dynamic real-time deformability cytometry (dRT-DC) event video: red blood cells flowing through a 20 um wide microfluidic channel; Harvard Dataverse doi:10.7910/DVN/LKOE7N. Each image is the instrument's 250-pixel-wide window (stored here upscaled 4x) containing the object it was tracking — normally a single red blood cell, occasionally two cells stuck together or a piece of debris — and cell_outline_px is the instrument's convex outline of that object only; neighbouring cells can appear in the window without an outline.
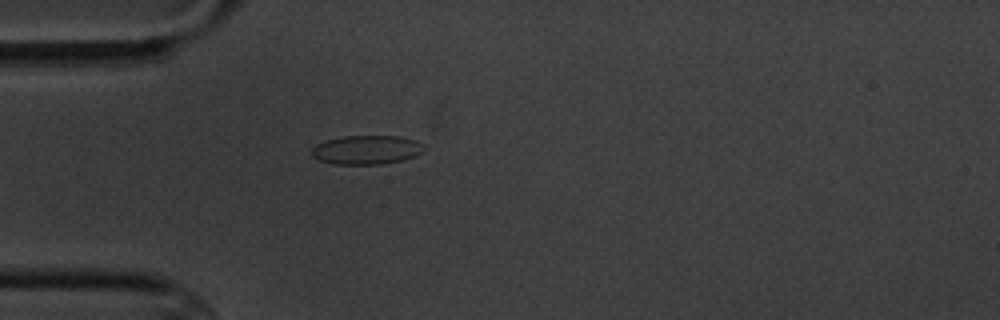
{"species": "common noctule bat (a hibernating species)", "species_latin": "Nyctalus noctula", "temperature_condition": "cold", "stored_images_in_passage": 1, "camera_frame_rate_fps": 3000, "um_per_image_px": 0.085, "animal": {"sex": "male", "body_mass_g": 20.1, "forearm_length_mm": 53.5}, "frame": {"image": 1, "passage_image": 1, "time_ms": 0.0, "image_size_px": [1000, 320], "cell_outline_px": [[424, 152], [400, 160], [380, 164], [332, 164], [320, 160], [312, 156], [312, 148], [316, 144], [328, 140], [344, 136], [400, 136], [416, 140], [424, 144]], "centroid_in_image_um": [31.17, 12.73], "position_along_channel_um": 53.8, "area_um2": 18.84}}